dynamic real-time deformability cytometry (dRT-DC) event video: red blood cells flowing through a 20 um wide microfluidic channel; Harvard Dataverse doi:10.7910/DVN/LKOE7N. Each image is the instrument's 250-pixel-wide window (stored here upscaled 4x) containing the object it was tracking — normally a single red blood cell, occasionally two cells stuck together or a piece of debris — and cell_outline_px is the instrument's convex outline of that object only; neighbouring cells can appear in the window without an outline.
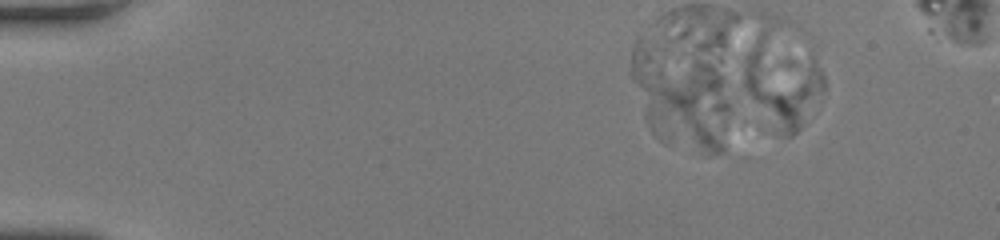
{"species": "human", "species_latin": "Homo sapiens", "temperature_condition": "room temperature", "stored_images_in_passage": 30, "camera_frame_rate_fps": 3000, "um_per_image_px": 0.085, "donor": {"sex": "female"}, "frame": {"image": 1, "passage_image": 1, "time_ms": 0.0, "image_size_px": [1000, 240], "cell_outline_px": [[824, 88], [800, 128], [792, 136], [784, 136], [780, 132], [748, 92], [744, 84], [744, 60], [756, 12], [768, 12], [792, 20], [812, 52], [824, 76]], "centroid_in_image_um": [66.44, 6.14], "position_along_channel_um": 18.6, "area_um2": 48.84}}